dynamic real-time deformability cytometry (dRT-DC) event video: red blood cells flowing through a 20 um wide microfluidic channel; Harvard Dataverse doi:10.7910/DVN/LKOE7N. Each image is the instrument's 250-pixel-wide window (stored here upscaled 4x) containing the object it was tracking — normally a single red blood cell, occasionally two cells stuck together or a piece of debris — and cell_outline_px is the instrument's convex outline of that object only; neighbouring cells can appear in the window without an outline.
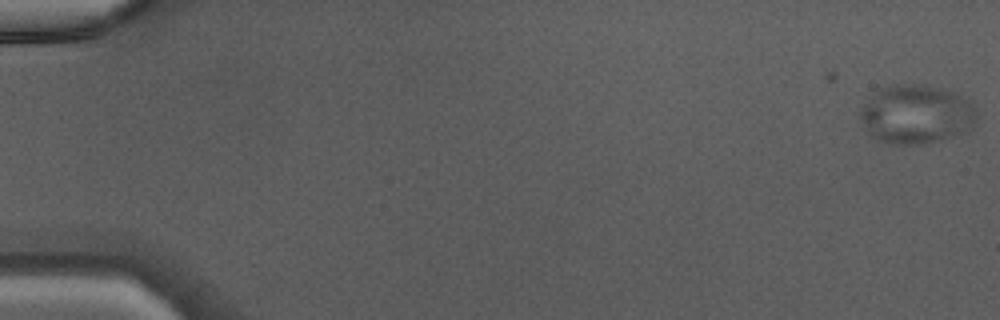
{"species": "Egyptian fruit bat (a non-hibernating species)", "species_latin": "Rousettus aegyptiacus", "temperature_condition": "warm", "stored_images_in_passage": 9, "camera_frame_rate_fps": 3000, "um_per_image_px": 0.085, "animal": {"sex": "male"}, "frame": {"image": 1, "passage_image": 1, "time_ms": 0.0, "image_size_px": [1000, 320], "cell_outline_px": [[976, 124], [968, 132], [920, 144], [892, 144], [880, 140], [872, 136], [864, 128], [860, 120], [860, 108], [880, 88], [892, 84], [920, 84], [952, 92], [960, 96], [976, 112]], "centroid_in_image_um": [77.84, 9.73], "position_along_channel_um": 7.2, "area_um2": 39.48}}